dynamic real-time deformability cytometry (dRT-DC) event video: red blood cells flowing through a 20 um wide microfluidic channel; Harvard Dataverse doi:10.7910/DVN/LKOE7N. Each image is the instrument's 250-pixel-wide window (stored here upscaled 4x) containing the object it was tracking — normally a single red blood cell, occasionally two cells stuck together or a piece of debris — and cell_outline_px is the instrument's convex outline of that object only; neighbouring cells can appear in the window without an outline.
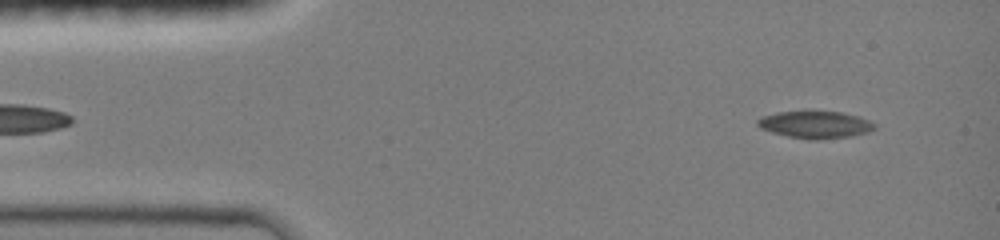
{"species": "common noctule bat (a hibernating species)", "species_latin": "Nyctalus noctula", "temperature_condition": "room temperature", "stored_images_in_passage": 45, "camera_frame_rate_fps": 3000, "um_per_image_px": 0.085, "animal": {"sex": "female", "body_mass_g": 19.0, "forearm_length_mm": 51.5}, "frame": {"image": 1, "passage_image": 3, "time_ms": 0.667, "image_size_px": [1000, 240], "cell_outline_px": [[876, 128], [868, 132], [852, 136], [816, 140], [788, 136], [772, 132], [760, 128], [756, 124], [756, 120], [760, 116], [776, 112], [804, 108], [808, 108], [840, 112], [860, 116], [876, 124]], "centroid_in_image_um": [69.26, 10.53], "position_along_channel_um": 15.7, "area_um2": 19.48}}
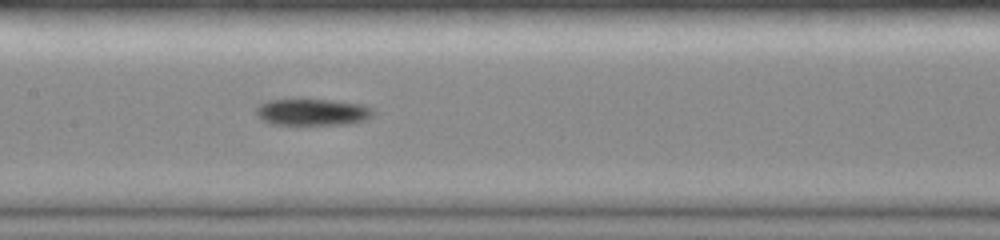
{"frame": {"image": 2, "passage_image": 21, "time_ms": 6.667, "image_size_px": [1000, 240], "cell_outline_px": [[376, 112], [372, 116], [364, 120], [344, 124], [272, 124], [256, 116], [256, 108], [260, 104], [268, 100], [328, 100], [360, 104], [372, 108]], "centroid_in_image_um": [26.56, 9.53], "position_along_channel_um": 180.8, "area_um2": 17.86}}
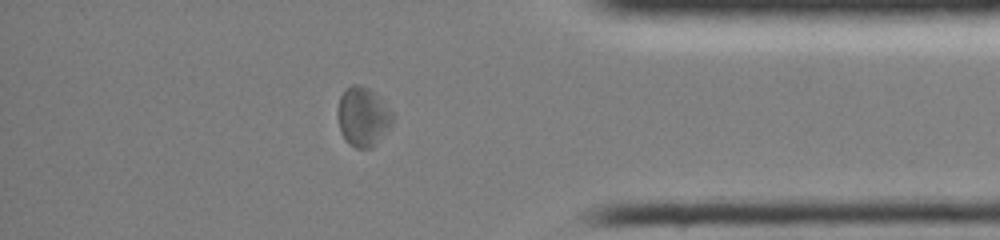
{"frame": {"image": 3, "passage_image": 38, "time_ms": 12.333, "image_size_px": [1000, 240], "cell_outline_px": [[396, 116], [392, 124], [372, 148], [356, 148], [340, 132], [336, 116], [336, 112], [340, 96], [344, 88], [352, 84], [360, 84], [368, 88], [380, 96]], "centroid_in_image_um": [30.85, 9.87], "position_along_channel_um": 404.3, "area_um2": 19.31}}